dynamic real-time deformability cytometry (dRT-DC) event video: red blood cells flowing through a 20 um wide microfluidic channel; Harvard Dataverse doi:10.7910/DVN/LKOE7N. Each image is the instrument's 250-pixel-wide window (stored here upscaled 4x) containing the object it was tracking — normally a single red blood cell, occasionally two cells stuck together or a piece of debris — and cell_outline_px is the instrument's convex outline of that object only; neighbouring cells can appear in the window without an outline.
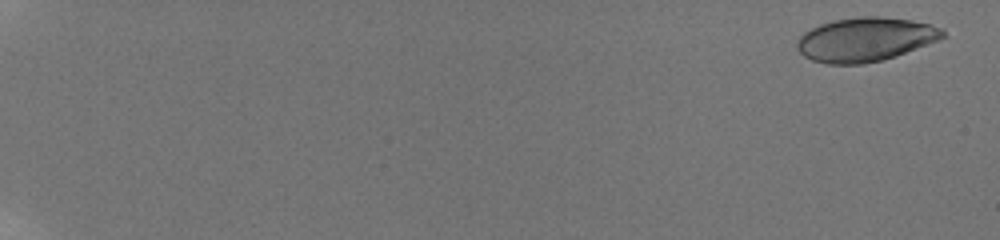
{"species": "human", "species_latin": "Homo sapiens", "temperature_condition": "room temperature", "stored_images_in_passage": 60, "camera_frame_rate_fps": 3000, "um_per_image_px": 0.085, "donor": {"sex": "male"}, "frame": {"image": 1, "passage_image": 3, "time_ms": 0.667, "image_size_px": [1000, 240], "cell_outline_px": [[948, 36], [896, 56], [880, 60], [860, 64], [828, 64], [812, 60], [804, 56], [796, 48], [796, 44], [800, 36], [804, 32], [820, 24], [832, 20], [860, 16], [880, 16], [912, 20], [932, 24], [940, 28]], "centroid_in_image_um": [73.55, 3.34], "position_along_channel_um": 11.5, "area_um2": 37.34}}
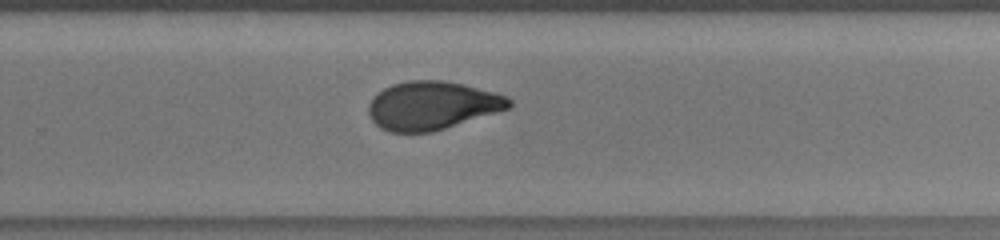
{"frame": {"image": 2, "passage_image": 44, "time_ms": 14.333, "image_size_px": [1000, 240], "cell_outline_px": [[512, 104], [508, 108], [432, 132], [388, 132], [380, 128], [372, 120], [368, 112], [368, 104], [384, 88], [392, 84], [408, 80], [444, 80], [464, 84], [508, 96], [512, 100]], "centroid_in_image_um": [36.71, 8.96], "position_along_channel_um": 293.1, "area_um2": 39.3}}
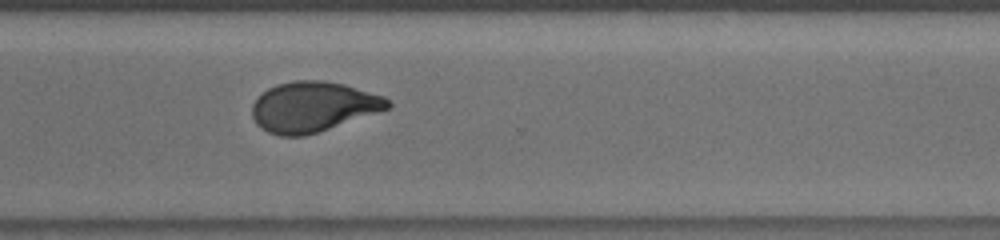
{"frame": {"image": 3, "passage_image": 48, "time_ms": 15.667, "image_size_px": [1000, 240], "cell_outline_px": [[392, 104], [388, 108], [304, 136], [280, 136], [268, 132], [260, 128], [256, 124], [252, 116], [252, 104], [268, 88], [276, 84], [292, 80], [324, 80], [344, 84], [384, 96]], "centroid_in_image_um": [26.56, 9.06], "position_along_channel_um": 344.0, "area_um2": 39.25}, "authors_computed_cell_mechanics": {"area_um2": 38.8994, "velocity_mm_per_s": 3.8131, "shape_relaxation_time_tau1_ms": 6.8341, "shape_relaxation_time_tau2_ms": 1.5066, "deformation_change_tau1": 0.2067, "deformation_change_tau2": 0.0689}}